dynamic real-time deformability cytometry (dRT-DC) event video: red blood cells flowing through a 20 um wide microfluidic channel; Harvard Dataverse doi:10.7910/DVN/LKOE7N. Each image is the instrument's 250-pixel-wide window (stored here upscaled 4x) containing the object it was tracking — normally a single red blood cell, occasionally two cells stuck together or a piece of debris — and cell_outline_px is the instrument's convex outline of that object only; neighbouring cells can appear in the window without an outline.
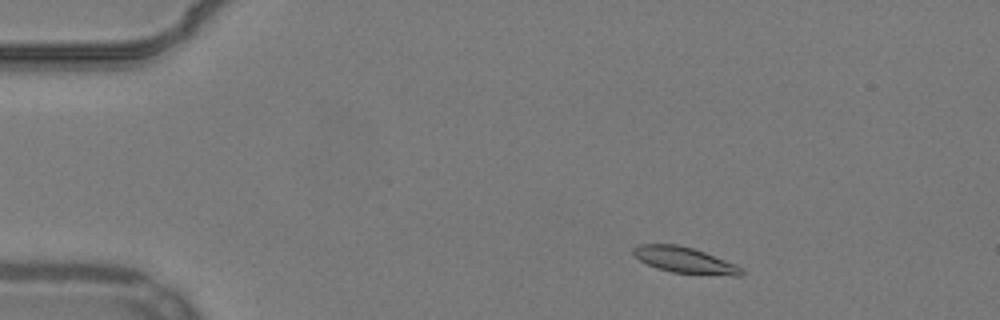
{"species": "common noctule bat (a hibernating species)", "species_latin": "Nyctalus noctula", "temperature_condition": "warm", "stored_images_in_passage": 49, "camera_frame_rate_fps": 3000, "um_per_image_px": 0.085, "animal": {"sex": "male", "body_mass_g": 19.2, "forearm_length_mm": 51.8}, "frame": {"image": 1, "passage_image": 4, "time_ms": 1.0, "image_size_px": [1000, 320], "cell_outline_px": [[744, 272], [740, 276], [732, 276], [672, 272], [656, 268], [640, 260], [632, 252], [632, 248], [640, 244], [676, 244], [692, 248], [704, 252], [736, 264], [744, 268]], "centroid_in_image_um": [58.23, 22.12], "position_along_channel_um": 26.8, "area_um2": 16.36}}
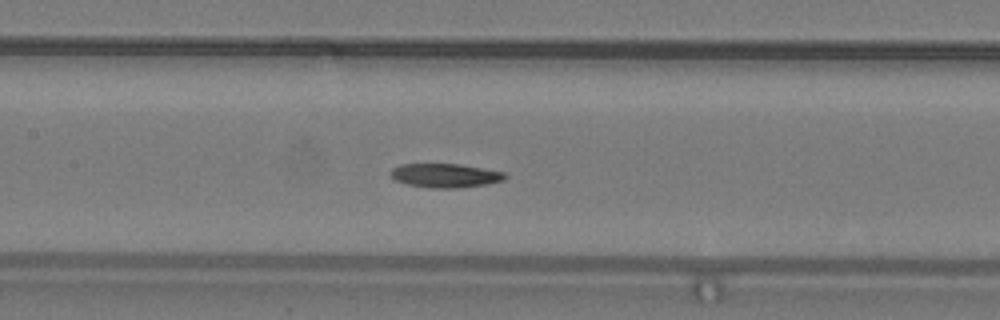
{"frame": {"image": 2, "passage_image": 21, "time_ms": 6.667, "image_size_px": [1000, 320], "cell_outline_px": [[508, 176], [504, 180], [488, 184], [460, 188], [432, 188], [408, 184], [396, 180], [392, 176], [392, 168], [400, 164], [460, 164], [484, 168], [504, 172]], "centroid_in_image_um": [37.9, 14.92], "position_along_channel_um": 169.5, "area_um2": 15.95}}
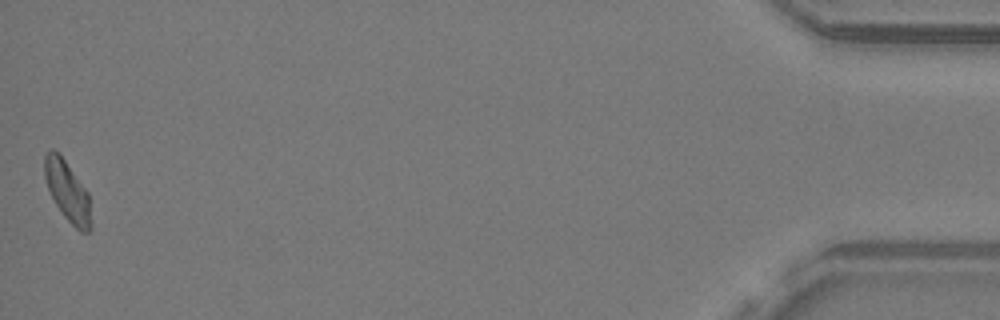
{"frame": {"image": 3, "passage_image": 49, "time_ms": 16.0, "image_size_px": [1000, 320], "cell_outline_px": [[92, 228], [88, 232], [80, 232], [64, 216], [56, 204], [48, 188], [44, 176], [44, 156], [52, 148], [60, 152], [88, 192], [92, 224]], "centroid_in_image_um": [5.75, 16.24], "position_along_channel_um": 429.5, "area_um2": 16.42}}